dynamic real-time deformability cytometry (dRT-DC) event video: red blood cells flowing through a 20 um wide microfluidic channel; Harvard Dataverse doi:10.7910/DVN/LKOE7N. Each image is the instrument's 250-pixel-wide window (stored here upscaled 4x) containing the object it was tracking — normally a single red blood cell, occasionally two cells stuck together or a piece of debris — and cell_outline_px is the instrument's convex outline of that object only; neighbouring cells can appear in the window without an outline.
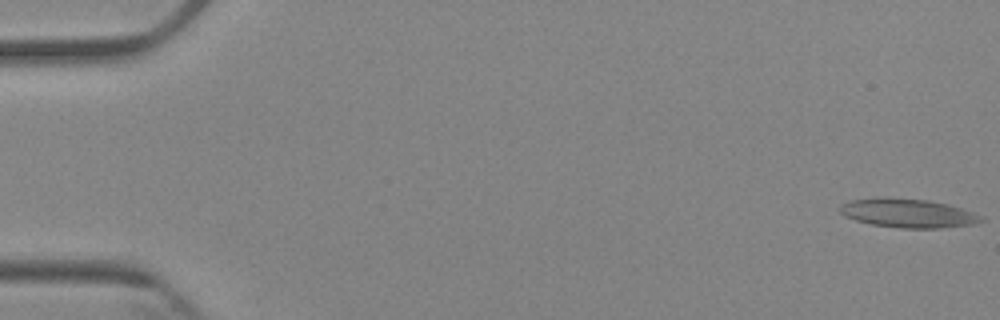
{"species": "Egyptian fruit bat (a non-hibernating species)", "species_latin": "Rousettus aegyptiacus", "temperature_condition": "cold", "stored_images_in_passage": 6, "camera_frame_rate_fps": 3000, "um_per_image_px": 0.085, "animal": {"sex": "female"}, "frame": {"image": 1, "passage_image": 1, "time_ms": 0.0, "image_size_px": [1000, 320], "cell_outline_px": [[984, 220], [972, 224], [940, 228], [900, 228], [872, 224], [856, 220], [844, 216], [840, 212], [840, 204], [852, 200], [880, 196], [888, 196], [928, 200], [948, 204], [984, 216]], "centroid_in_image_um": [77.15, 18.1], "position_along_channel_um": 7.9, "area_um2": 23.93}}
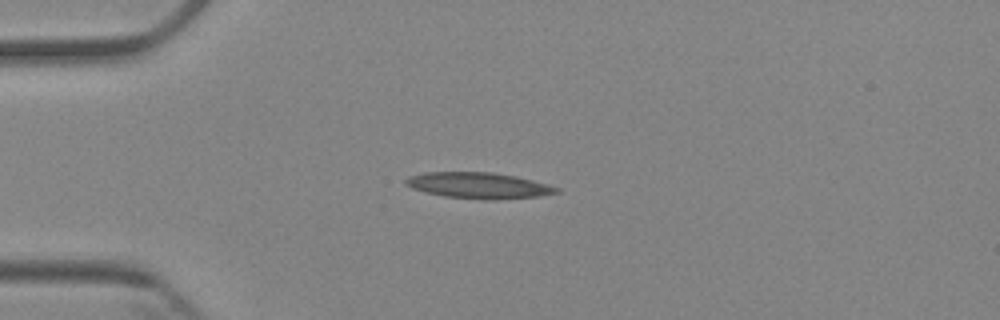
{"frame": {"image": 2, "passage_image": 4, "time_ms": 4.333, "image_size_px": [1000, 320], "cell_outline_px": [[560, 192], [536, 196], [496, 200], [484, 200], [444, 196], [424, 192], [412, 188], [404, 184], [404, 180], [408, 176], [424, 172], [492, 172], [516, 176], [548, 184], [560, 188]], "centroid_in_image_um": [40.65, 15.76], "position_along_channel_um": 44.3, "area_um2": 23.0}}
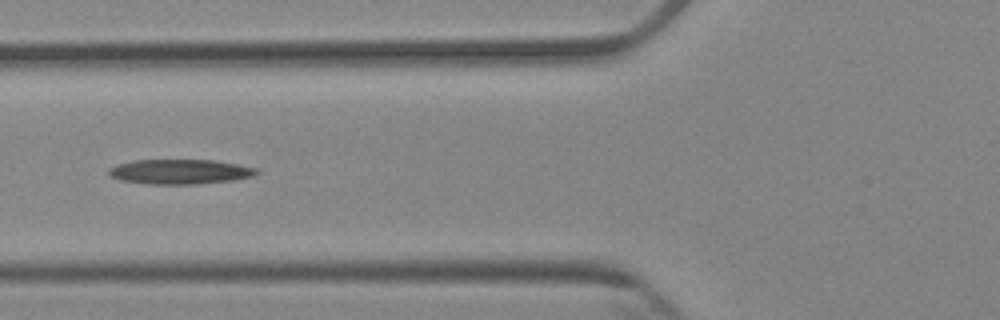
{"frame": {"image": 3, "passage_image": 6, "time_ms": 6.667, "image_size_px": [1000, 320], "cell_outline_px": [[260, 172], [252, 176], [232, 180], [196, 184], [148, 184], [120, 180], [108, 176], [108, 168], [116, 164], [136, 160], [216, 160], [240, 164], [256, 168]], "centroid_in_image_um": [15.27, 14.59], "position_along_channel_um": 110.5, "area_um2": 21.5}}